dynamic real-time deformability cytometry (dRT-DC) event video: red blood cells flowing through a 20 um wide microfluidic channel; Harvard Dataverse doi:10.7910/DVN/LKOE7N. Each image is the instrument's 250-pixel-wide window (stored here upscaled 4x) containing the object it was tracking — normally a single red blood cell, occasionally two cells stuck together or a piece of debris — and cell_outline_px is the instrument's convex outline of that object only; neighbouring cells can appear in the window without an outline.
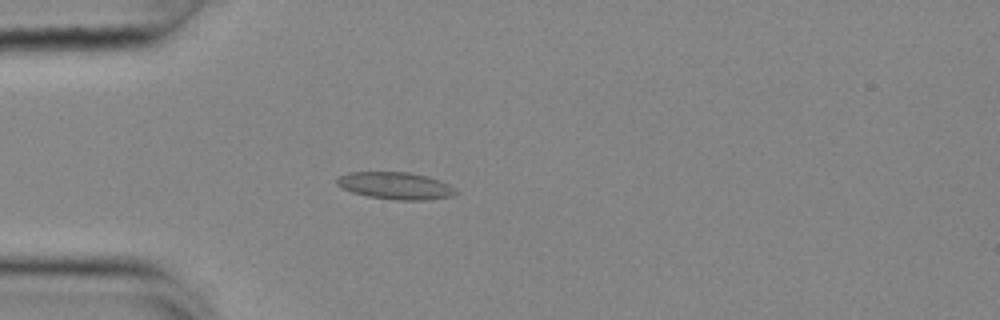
{"species": "common noctule bat (a hibernating species)", "species_latin": "Nyctalus noctula", "temperature_condition": "cold", "stored_images_in_passage": 55, "camera_frame_rate_fps": 3000, "um_per_image_px": 0.085, "animal": {"sex": "female", "body_mass_g": 25.1}, "frame": {"image": 1, "passage_image": 16, "time_ms": 5.0, "image_size_px": [1000, 320], "cell_outline_px": [[460, 192], [452, 196], [428, 200], [396, 200], [368, 196], [352, 192], [336, 184], [336, 176], [348, 172], [408, 172], [428, 176], [448, 184], [456, 188]], "centroid_in_image_um": [33.63, 15.78], "position_along_channel_um": 51.4, "area_um2": 18.96}}
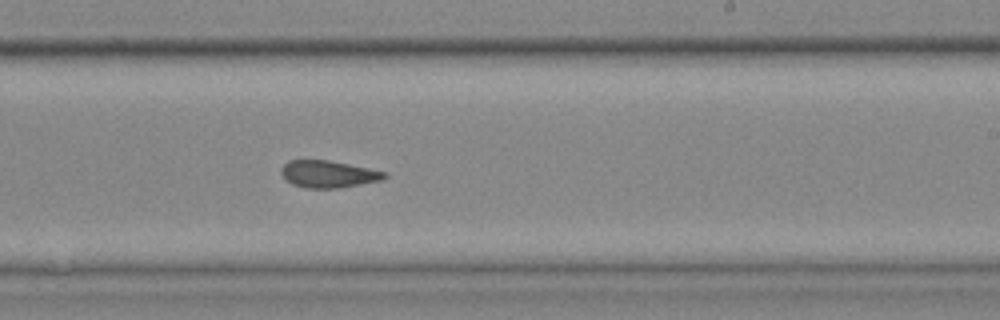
{"frame": {"image": 2, "passage_image": 34, "time_ms": 11.0, "image_size_px": [1000, 320], "cell_outline_px": [[388, 176], [380, 180], [340, 188], [308, 188], [292, 184], [280, 172], [280, 168], [288, 160], [328, 160], [388, 172]], "centroid_in_image_um": [27.91, 14.79], "position_along_channel_um": 261.1, "area_um2": 16.18}}
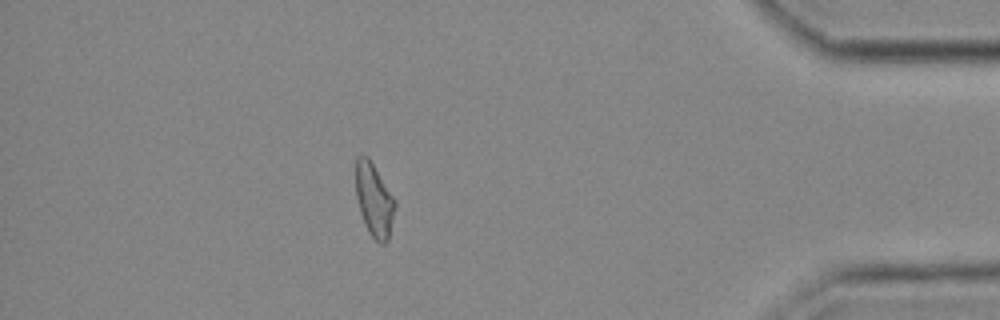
{"frame": {"image": 3, "passage_image": 49, "time_ms": 16.0, "image_size_px": [1000, 320], "cell_outline_px": [[396, 204], [388, 240], [384, 244], [380, 244], [368, 232], [364, 224], [360, 212], [356, 196], [356, 156], [368, 156], [396, 200]], "centroid_in_image_um": [31.8, 17.01], "position_along_channel_um": 403.4, "area_um2": 16.76}, "authors_computed_cell_mechanics": {"area_um2": 17.2822, "velocity_mm_per_s": 3.6791, "shape_relaxation_time_tau1_ms": null, "shape_relaxation_time_tau2_ms": 2.9282, "deformation_change_tau1": null, "deformation_change_tau2": 0.0699}}